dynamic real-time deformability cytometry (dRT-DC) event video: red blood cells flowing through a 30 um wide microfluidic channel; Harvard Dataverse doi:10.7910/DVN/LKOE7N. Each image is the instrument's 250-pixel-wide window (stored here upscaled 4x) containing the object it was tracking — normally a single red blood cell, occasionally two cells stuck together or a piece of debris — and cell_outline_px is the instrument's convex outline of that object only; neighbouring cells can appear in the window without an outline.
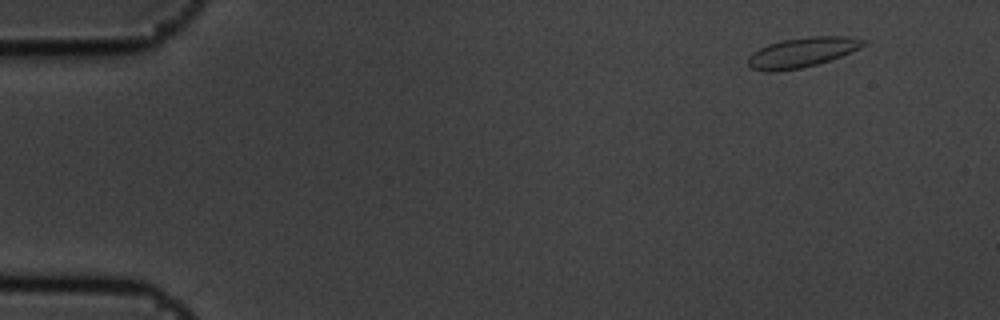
{"species": "common noctule bat (a hibernating species)", "species_latin": "Nyctalus noctula", "temperature_condition": "cold", "stored_images_in_passage": 5, "camera_frame_rate_fps": 3000, "um_per_image_px": 0.085, "animal": {"sex": "male", "body_mass_g": 19.5, "forearm_length_mm": 54.6}, "frame": {"image": 1, "passage_image": 1, "time_ms": 0.0, "image_size_px": [1000, 320], "cell_outline_px": [[868, 44], [860, 48], [840, 56], [816, 64], [800, 68], [776, 72], [768, 72], [752, 68], [748, 64], [748, 56], [752, 52], [768, 44], [784, 40], [812, 36], [848, 36], [868, 40]], "centroid_in_image_um": [68.2, 4.44], "position_along_channel_um": 16.8, "area_um2": 20.0}}
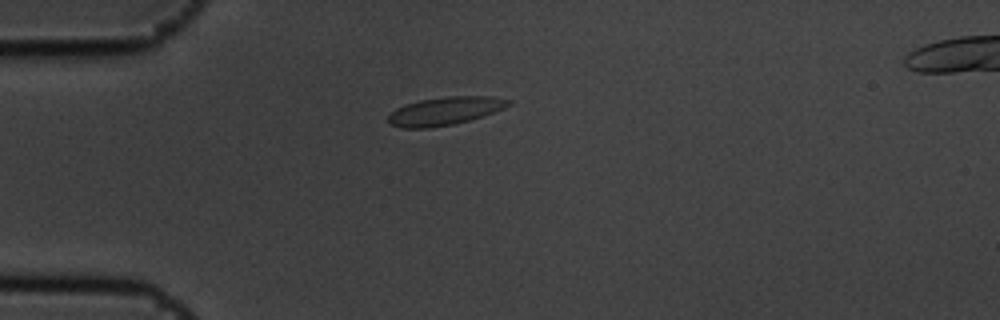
{"frame": {"image": 2, "passage_image": 4, "time_ms": 1.0, "image_size_px": [1000, 320], "cell_outline_px": [[512, 104], [504, 108], [484, 116], [452, 124], [428, 128], [400, 128], [388, 124], [388, 116], [396, 108], [404, 104], [420, 100], [448, 96], [492, 96], [512, 100]], "centroid_in_image_um": [37.82, 9.43], "position_along_channel_um": 47.2, "area_um2": 19.83}}